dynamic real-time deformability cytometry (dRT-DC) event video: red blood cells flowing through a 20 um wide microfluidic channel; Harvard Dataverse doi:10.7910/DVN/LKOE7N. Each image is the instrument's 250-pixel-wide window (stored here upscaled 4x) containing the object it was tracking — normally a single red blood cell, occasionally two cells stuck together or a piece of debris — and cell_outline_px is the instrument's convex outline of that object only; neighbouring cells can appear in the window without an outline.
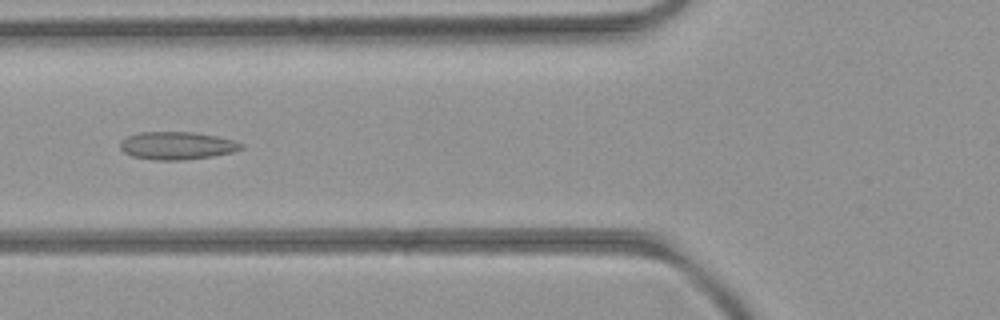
{"species": "common noctule bat (a hibernating species)", "species_latin": "Nyctalus noctula", "temperature_condition": "room temperature", "stored_images_in_passage": 7, "camera_frame_rate_fps": 3000, "um_per_image_px": 0.085, "animal": {"sex": "female", "body_mass_g": 21.9}, "frame": {"image": 1, "passage_image": 5, "time_ms": 4.667, "image_size_px": [1000, 320], "cell_outline_px": [[244, 148], [232, 152], [212, 156], [184, 160], [156, 160], [132, 156], [124, 152], [120, 148], [120, 140], [128, 136], [140, 132], [192, 132], [216, 136], [232, 140], [244, 144]], "centroid_in_image_um": [15.03, 12.38], "position_along_channel_um": 110.8, "area_um2": 19.54}}
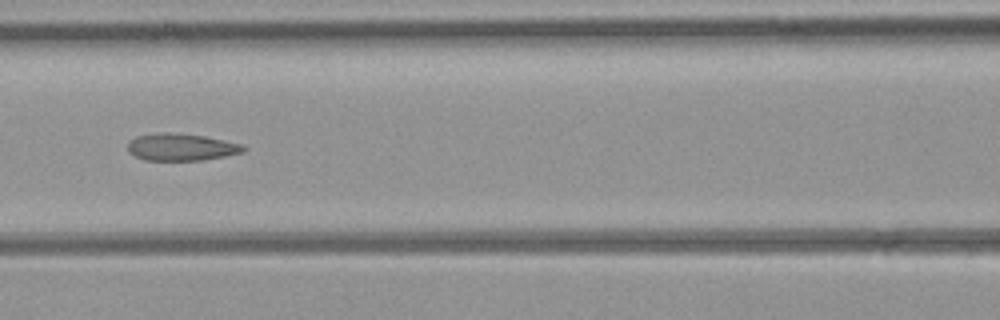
{"frame": {"image": 2, "passage_image": 6, "time_ms": 5.667, "image_size_px": [1000, 320], "cell_outline_px": [[248, 148], [244, 152], [204, 160], [144, 160], [128, 152], [128, 144], [136, 136], [160, 132], [168, 132], [204, 136], [244, 144]], "centroid_in_image_um": [15.44, 12.5], "position_along_channel_um": 151.2, "area_um2": 18.32}}
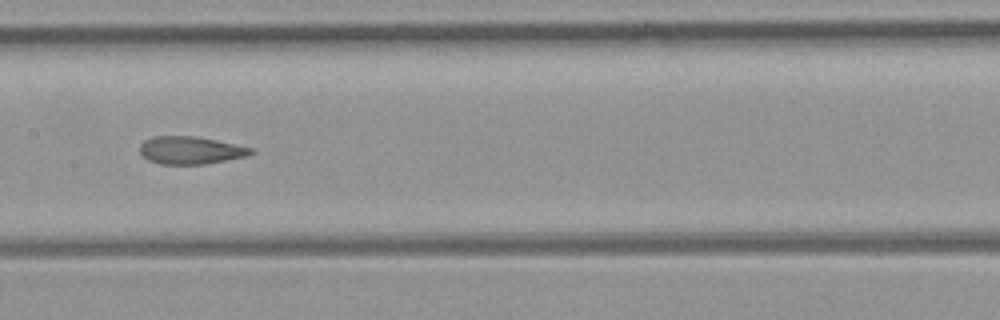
{"frame": {"image": 3, "passage_image": 7, "time_ms": 6.667, "image_size_px": [1000, 320], "cell_outline_px": [[256, 152], [248, 156], [208, 164], [160, 164], [148, 160], [140, 152], [140, 144], [144, 140], [152, 136], [192, 136], [216, 140], [252, 148]], "centroid_in_image_um": [16.21, 12.78], "position_along_channel_um": 191.2, "area_um2": 17.98}}